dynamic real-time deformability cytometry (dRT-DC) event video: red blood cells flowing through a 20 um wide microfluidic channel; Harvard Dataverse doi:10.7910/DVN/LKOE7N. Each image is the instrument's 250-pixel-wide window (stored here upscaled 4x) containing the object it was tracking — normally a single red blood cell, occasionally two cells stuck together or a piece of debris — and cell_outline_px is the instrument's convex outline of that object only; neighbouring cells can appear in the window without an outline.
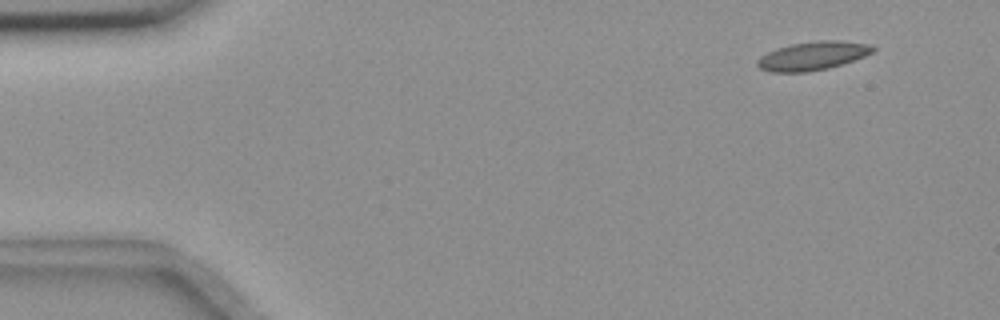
{"species": "common noctule bat (a hibernating species)", "species_latin": "Nyctalus noctula", "temperature_condition": "room temperature", "stored_images_in_passage": 6, "camera_frame_rate_fps": 3000, "um_per_image_px": 0.085, "animal": {"sex": "female", "body_mass_g": 18.4}, "frame": {"image": 1, "passage_image": 2, "time_ms": 1.333, "image_size_px": [1000, 320], "cell_outline_px": [[876, 48], [872, 52], [864, 56], [828, 68], [808, 72], [772, 72], [760, 68], [756, 64], [756, 60], [760, 56], [776, 48], [792, 44], [816, 40], [840, 40], [872, 44]], "centroid_in_image_um": [69.07, 4.73], "position_along_channel_um": 15.9, "area_um2": 19.25}}